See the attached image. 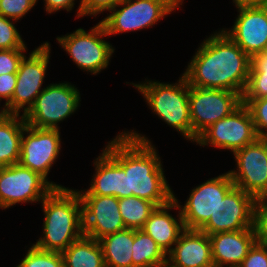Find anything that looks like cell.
Returning <instances> with one entry per match:
<instances>
[{
  "instance_id": "6da1fadb",
  "label": "cell",
  "mask_w": 267,
  "mask_h": 267,
  "mask_svg": "<svg viewBox=\"0 0 267 267\" xmlns=\"http://www.w3.org/2000/svg\"><path fill=\"white\" fill-rule=\"evenodd\" d=\"M157 148L135 130L119 133L103 150L125 171L127 193L162 206L174 199Z\"/></svg>"
},
{
  "instance_id": "7a4b0ae2",
  "label": "cell",
  "mask_w": 267,
  "mask_h": 267,
  "mask_svg": "<svg viewBox=\"0 0 267 267\" xmlns=\"http://www.w3.org/2000/svg\"><path fill=\"white\" fill-rule=\"evenodd\" d=\"M213 33L196 49L182 75L189 86L229 90L243 95L251 58L221 29Z\"/></svg>"
},
{
  "instance_id": "3957f363",
  "label": "cell",
  "mask_w": 267,
  "mask_h": 267,
  "mask_svg": "<svg viewBox=\"0 0 267 267\" xmlns=\"http://www.w3.org/2000/svg\"><path fill=\"white\" fill-rule=\"evenodd\" d=\"M41 203L43 234L33 245L62 253L84 235L81 198L76 189L54 188Z\"/></svg>"
},
{
  "instance_id": "277c9868",
  "label": "cell",
  "mask_w": 267,
  "mask_h": 267,
  "mask_svg": "<svg viewBox=\"0 0 267 267\" xmlns=\"http://www.w3.org/2000/svg\"><path fill=\"white\" fill-rule=\"evenodd\" d=\"M143 95L154 114L168 126L192 141V124L189 113V85L183 75L176 83L145 80L130 83Z\"/></svg>"
},
{
  "instance_id": "5b68a950",
  "label": "cell",
  "mask_w": 267,
  "mask_h": 267,
  "mask_svg": "<svg viewBox=\"0 0 267 267\" xmlns=\"http://www.w3.org/2000/svg\"><path fill=\"white\" fill-rule=\"evenodd\" d=\"M182 4V0H122L100 22L108 36L139 31L154 26Z\"/></svg>"
},
{
  "instance_id": "8992f818",
  "label": "cell",
  "mask_w": 267,
  "mask_h": 267,
  "mask_svg": "<svg viewBox=\"0 0 267 267\" xmlns=\"http://www.w3.org/2000/svg\"><path fill=\"white\" fill-rule=\"evenodd\" d=\"M106 36L104 26L98 22L89 32L78 28L73 33L58 36L56 40L79 69L96 75L108 68L115 51L112 44L103 39Z\"/></svg>"
},
{
  "instance_id": "52a82bcc",
  "label": "cell",
  "mask_w": 267,
  "mask_h": 267,
  "mask_svg": "<svg viewBox=\"0 0 267 267\" xmlns=\"http://www.w3.org/2000/svg\"><path fill=\"white\" fill-rule=\"evenodd\" d=\"M80 91L73 84L51 83L37 96L24 115L27 125L41 129H59V122L69 118L80 106Z\"/></svg>"
},
{
  "instance_id": "ba28073f",
  "label": "cell",
  "mask_w": 267,
  "mask_h": 267,
  "mask_svg": "<svg viewBox=\"0 0 267 267\" xmlns=\"http://www.w3.org/2000/svg\"><path fill=\"white\" fill-rule=\"evenodd\" d=\"M50 45L48 41L44 42L21 60L16 73L17 81L13 96L11 102L4 108L5 113L21 115L23 111L24 116L34 105L37 96L45 89L42 85L50 62Z\"/></svg>"
},
{
  "instance_id": "9c48e42d",
  "label": "cell",
  "mask_w": 267,
  "mask_h": 267,
  "mask_svg": "<svg viewBox=\"0 0 267 267\" xmlns=\"http://www.w3.org/2000/svg\"><path fill=\"white\" fill-rule=\"evenodd\" d=\"M63 187L19 163L0 167V208L5 210L17 203H41L54 188Z\"/></svg>"
},
{
  "instance_id": "30bf717a",
  "label": "cell",
  "mask_w": 267,
  "mask_h": 267,
  "mask_svg": "<svg viewBox=\"0 0 267 267\" xmlns=\"http://www.w3.org/2000/svg\"><path fill=\"white\" fill-rule=\"evenodd\" d=\"M242 105V95L221 89L189 86L192 142L209 126L229 116Z\"/></svg>"
},
{
  "instance_id": "8fae6325",
  "label": "cell",
  "mask_w": 267,
  "mask_h": 267,
  "mask_svg": "<svg viewBox=\"0 0 267 267\" xmlns=\"http://www.w3.org/2000/svg\"><path fill=\"white\" fill-rule=\"evenodd\" d=\"M258 137L250 111L242 104L229 116L204 130L195 143L199 146L211 145L217 149H227L234 153L253 143Z\"/></svg>"
},
{
  "instance_id": "7c38bea8",
  "label": "cell",
  "mask_w": 267,
  "mask_h": 267,
  "mask_svg": "<svg viewBox=\"0 0 267 267\" xmlns=\"http://www.w3.org/2000/svg\"><path fill=\"white\" fill-rule=\"evenodd\" d=\"M235 186L229 172L208 179L194 187L184 206L180 205L176 195L185 229L200 230L214 214L225 195Z\"/></svg>"
},
{
  "instance_id": "4fadbf2b",
  "label": "cell",
  "mask_w": 267,
  "mask_h": 267,
  "mask_svg": "<svg viewBox=\"0 0 267 267\" xmlns=\"http://www.w3.org/2000/svg\"><path fill=\"white\" fill-rule=\"evenodd\" d=\"M236 170L229 175L236 187L255 199L267 195V138L258 137L253 143L233 153Z\"/></svg>"
},
{
  "instance_id": "5bb4252c",
  "label": "cell",
  "mask_w": 267,
  "mask_h": 267,
  "mask_svg": "<svg viewBox=\"0 0 267 267\" xmlns=\"http://www.w3.org/2000/svg\"><path fill=\"white\" fill-rule=\"evenodd\" d=\"M59 129H41L26 125L21 141L19 164L39 173L47 181L51 167L61 150Z\"/></svg>"
},
{
  "instance_id": "9a60e30c",
  "label": "cell",
  "mask_w": 267,
  "mask_h": 267,
  "mask_svg": "<svg viewBox=\"0 0 267 267\" xmlns=\"http://www.w3.org/2000/svg\"><path fill=\"white\" fill-rule=\"evenodd\" d=\"M255 198L234 186L223 198L209 221L200 229L207 235L254 227Z\"/></svg>"
},
{
  "instance_id": "2e32d148",
  "label": "cell",
  "mask_w": 267,
  "mask_h": 267,
  "mask_svg": "<svg viewBox=\"0 0 267 267\" xmlns=\"http://www.w3.org/2000/svg\"><path fill=\"white\" fill-rule=\"evenodd\" d=\"M234 4L239 12L234 25L221 31L252 58L262 52L267 42V6Z\"/></svg>"
},
{
  "instance_id": "e0dca14e",
  "label": "cell",
  "mask_w": 267,
  "mask_h": 267,
  "mask_svg": "<svg viewBox=\"0 0 267 267\" xmlns=\"http://www.w3.org/2000/svg\"><path fill=\"white\" fill-rule=\"evenodd\" d=\"M82 201L83 233L99 240L126 229L115 196L79 195Z\"/></svg>"
},
{
  "instance_id": "ac0fdd59",
  "label": "cell",
  "mask_w": 267,
  "mask_h": 267,
  "mask_svg": "<svg viewBox=\"0 0 267 267\" xmlns=\"http://www.w3.org/2000/svg\"><path fill=\"white\" fill-rule=\"evenodd\" d=\"M171 267H214L209 235L193 229H185L167 254Z\"/></svg>"
},
{
  "instance_id": "d6986e66",
  "label": "cell",
  "mask_w": 267,
  "mask_h": 267,
  "mask_svg": "<svg viewBox=\"0 0 267 267\" xmlns=\"http://www.w3.org/2000/svg\"><path fill=\"white\" fill-rule=\"evenodd\" d=\"M214 267H239L257 241L255 228L209 235Z\"/></svg>"
},
{
  "instance_id": "ffe728a7",
  "label": "cell",
  "mask_w": 267,
  "mask_h": 267,
  "mask_svg": "<svg viewBox=\"0 0 267 267\" xmlns=\"http://www.w3.org/2000/svg\"><path fill=\"white\" fill-rule=\"evenodd\" d=\"M93 164L95 174L92 176L90 187L77 190L79 195H109L118 199L128 197L125 171L104 150Z\"/></svg>"
},
{
  "instance_id": "44dd1931",
  "label": "cell",
  "mask_w": 267,
  "mask_h": 267,
  "mask_svg": "<svg viewBox=\"0 0 267 267\" xmlns=\"http://www.w3.org/2000/svg\"><path fill=\"white\" fill-rule=\"evenodd\" d=\"M173 208L179 210L178 219L169 213ZM141 230L152 237L167 255L185 230L178 202L172 199L165 205L157 206Z\"/></svg>"
},
{
  "instance_id": "7402d4cb",
  "label": "cell",
  "mask_w": 267,
  "mask_h": 267,
  "mask_svg": "<svg viewBox=\"0 0 267 267\" xmlns=\"http://www.w3.org/2000/svg\"><path fill=\"white\" fill-rule=\"evenodd\" d=\"M26 125L23 115L6 113L0 118V167L19 163Z\"/></svg>"
},
{
  "instance_id": "603a6c76",
  "label": "cell",
  "mask_w": 267,
  "mask_h": 267,
  "mask_svg": "<svg viewBox=\"0 0 267 267\" xmlns=\"http://www.w3.org/2000/svg\"><path fill=\"white\" fill-rule=\"evenodd\" d=\"M106 267H133L134 229H124L98 240Z\"/></svg>"
},
{
  "instance_id": "cb8c5ba5",
  "label": "cell",
  "mask_w": 267,
  "mask_h": 267,
  "mask_svg": "<svg viewBox=\"0 0 267 267\" xmlns=\"http://www.w3.org/2000/svg\"><path fill=\"white\" fill-rule=\"evenodd\" d=\"M64 267H106L98 240L83 235L62 252Z\"/></svg>"
},
{
  "instance_id": "d4e9b609",
  "label": "cell",
  "mask_w": 267,
  "mask_h": 267,
  "mask_svg": "<svg viewBox=\"0 0 267 267\" xmlns=\"http://www.w3.org/2000/svg\"><path fill=\"white\" fill-rule=\"evenodd\" d=\"M133 267H158L167 264V255L152 237L134 229Z\"/></svg>"
},
{
  "instance_id": "484cf974",
  "label": "cell",
  "mask_w": 267,
  "mask_h": 267,
  "mask_svg": "<svg viewBox=\"0 0 267 267\" xmlns=\"http://www.w3.org/2000/svg\"><path fill=\"white\" fill-rule=\"evenodd\" d=\"M118 204L125 227L135 230L143 228L145 222L157 207L155 203L136 196L118 199Z\"/></svg>"
},
{
  "instance_id": "4316f807",
  "label": "cell",
  "mask_w": 267,
  "mask_h": 267,
  "mask_svg": "<svg viewBox=\"0 0 267 267\" xmlns=\"http://www.w3.org/2000/svg\"><path fill=\"white\" fill-rule=\"evenodd\" d=\"M267 97V56L257 54L251 58L248 82L242 99Z\"/></svg>"
},
{
  "instance_id": "83f0119b",
  "label": "cell",
  "mask_w": 267,
  "mask_h": 267,
  "mask_svg": "<svg viewBox=\"0 0 267 267\" xmlns=\"http://www.w3.org/2000/svg\"><path fill=\"white\" fill-rule=\"evenodd\" d=\"M16 267H64L61 252L44 251L33 244Z\"/></svg>"
},
{
  "instance_id": "f1b7e54d",
  "label": "cell",
  "mask_w": 267,
  "mask_h": 267,
  "mask_svg": "<svg viewBox=\"0 0 267 267\" xmlns=\"http://www.w3.org/2000/svg\"><path fill=\"white\" fill-rule=\"evenodd\" d=\"M13 22L18 21L0 15V50L27 49Z\"/></svg>"
},
{
  "instance_id": "f546056e",
  "label": "cell",
  "mask_w": 267,
  "mask_h": 267,
  "mask_svg": "<svg viewBox=\"0 0 267 267\" xmlns=\"http://www.w3.org/2000/svg\"><path fill=\"white\" fill-rule=\"evenodd\" d=\"M242 104L250 111L257 135L267 138V97L242 99Z\"/></svg>"
},
{
  "instance_id": "4dcf8cb0",
  "label": "cell",
  "mask_w": 267,
  "mask_h": 267,
  "mask_svg": "<svg viewBox=\"0 0 267 267\" xmlns=\"http://www.w3.org/2000/svg\"><path fill=\"white\" fill-rule=\"evenodd\" d=\"M38 0H0V15L20 20L36 5Z\"/></svg>"
},
{
  "instance_id": "1f68e13d",
  "label": "cell",
  "mask_w": 267,
  "mask_h": 267,
  "mask_svg": "<svg viewBox=\"0 0 267 267\" xmlns=\"http://www.w3.org/2000/svg\"><path fill=\"white\" fill-rule=\"evenodd\" d=\"M254 227L257 241L267 244V195L255 200Z\"/></svg>"
},
{
  "instance_id": "d6a6232c",
  "label": "cell",
  "mask_w": 267,
  "mask_h": 267,
  "mask_svg": "<svg viewBox=\"0 0 267 267\" xmlns=\"http://www.w3.org/2000/svg\"><path fill=\"white\" fill-rule=\"evenodd\" d=\"M122 0H80L76 17L97 16L116 7Z\"/></svg>"
},
{
  "instance_id": "836d02e7",
  "label": "cell",
  "mask_w": 267,
  "mask_h": 267,
  "mask_svg": "<svg viewBox=\"0 0 267 267\" xmlns=\"http://www.w3.org/2000/svg\"><path fill=\"white\" fill-rule=\"evenodd\" d=\"M27 49L0 50V75L17 73Z\"/></svg>"
},
{
  "instance_id": "e575fe53",
  "label": "cell",
  "mask_w": 267,
  "mask_h": 267,
  "mask_svg": "<svg viewBox=\"0 0 267 267\" xmlns=\"http://www.w3.org/2000/svg\"><path fill=\"white\" fill-rule=\"evenodd\" d=\"M239 267H267V244L256 241Z\"/></svg>"
},
{
  "instance_id": "d590c367",
  "label": "cell",
  "mask_w": 267,
  "mask_h": 267,
  "mask_svg": "<svg viewBox=\"0 0 267 267\" xmlns=\"http://www.w3.org/2000/svg\"><path fill=\"white\" fill-rule=\"evenodd\" d=\"M16 81V73L0 75V101H2V99L5 100V103H3V108H5L11 102Z\"/></svg>"
},
{
  "instance_id": "8d00e7d4",
  "label": "cell",
  "mask_w": 267,
  "mask_h": 267,
  "mask_svg": "<svg viewBox=\"0 0 267 267\" xmlns=\"http://www.w3.org/2000/svg\"><path fill=\"white\" fill-rule=\"evenodd\" d=\"M43 2H45L44 9L48 14L61 11L62 9L70 12L75 5V0H43Z\"/></svg>"
},
{
  "instance_id": "74e56055",
  "label": "cell",
  "mask_w": 267,
  "mask_h": 267,
  "mask_svg": "<svg viewBox=\"0 0 267 267\" xmlns=\"http://www.w3.org/2000/svg\"><path fill=\"white\" fill-rule=\"evenodd\" d=\"M233 3L249 6H267V0H233Z\"/></svg>"
},
{
  "instance_id": "f35d334b",
  "label": "cell",
  "mask_w": 267,
  "mask_h": 267,
  "mask_svg": "<svg viewBox=\"0 0 267 267\" xmlns=\"http://www.w3.org/2000/svg\"><path fill=\"white\" fill-rule=\"evenodd\" d=\"M262 56H267V42L262 50V52L260 53Z\"/></svg>"
},
{
  "instance_id": "ab89813d",
  "label": "cell",
  "mask_w": 267,
  "mask_h": 267,
  "mask_svg": "<svg viewBox=\"0 0 267 267\" xmlns=\"http://www.w3.org/2000/svg\"><path fill=\"white\" fill-rule=\"evenodd\" d=\"M1 105V104H0ZM1 110H0V118L3 116V115H5L6 113H5V111H4V108H0Z\"/></svg>"
},
{
  "instance_id": "60d3db41",
  "label": "cell",
  "mask_w": 267,
  "mask_h": 267,
  "mask_svg": "<svg viewBox=\"0 0 267 267\" xmlns=\"http://www.w3.org/2000/svg\"><path fill=\"white\" fill-rule=\"evenodd\" d=\"M158 267H171V266H170V265H168V264H165V265L158 266Z\"/></svg>"
}]
</instances>
